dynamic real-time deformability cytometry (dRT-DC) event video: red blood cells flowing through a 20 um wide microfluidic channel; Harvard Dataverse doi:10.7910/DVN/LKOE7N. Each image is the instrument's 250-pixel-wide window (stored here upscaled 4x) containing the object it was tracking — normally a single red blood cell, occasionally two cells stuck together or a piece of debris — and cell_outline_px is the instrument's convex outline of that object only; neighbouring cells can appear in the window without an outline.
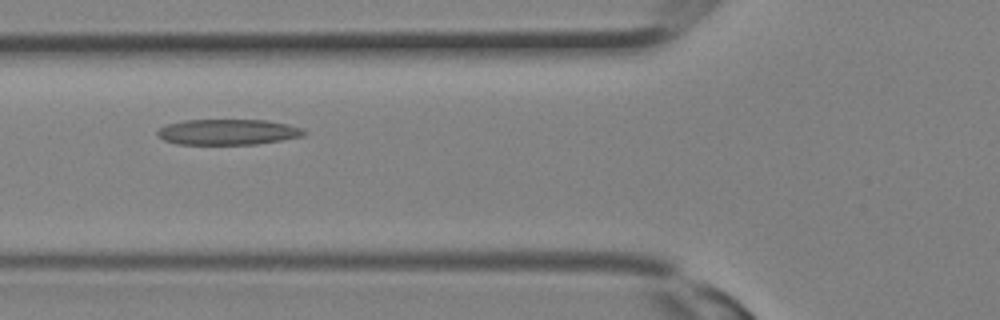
{"species": "Egyptian fruit bat (a non-hibernating species)", "species_latin": "Rousettus aegyptiacus", "temperature_condition": "room temperature", "stored_images_in_passage": 14, "camera_frame_rate_fps": 3000, "um_per_image_px": 0.085, "animal": {"sex": "female"}, "frame": {"image": 1, "passage_image": 5, "time_ms": 1.333, "image_size_px": [1000, 320], "cell_outline_px": [[308, 132], [304, 136], [256, 144], [176, 144], [164, 140], [156, 136], [156, 132], [160, 128], [168, 124], [184, 120], [264, 120], [288, 124], [300, 128]], "centroid_in_image_um": [19.35, 11.22], "position_along_channel_um": 106.5, "area_um2": 21.85}}
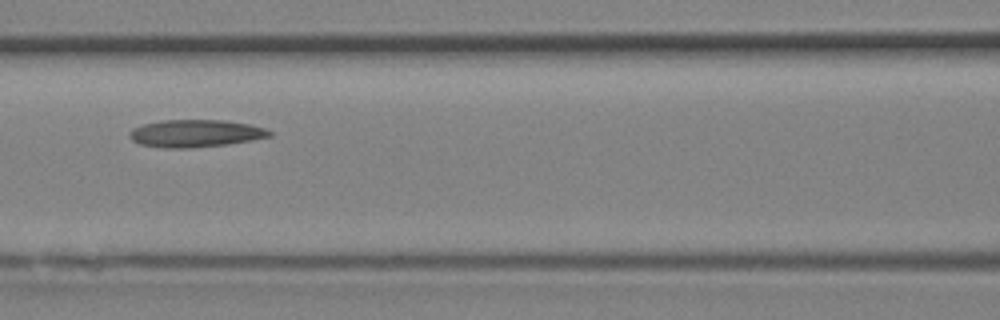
{"frame": {"image": 2, "passage_image": 7, "time_ms": 2.0, "image_size_px": [1000, 320], "cell_outline_px": [[272, 136], [252, 140], [228, 144], [192, 148], [164, 148], [140, 144], [132, 140], [128, 136], [128, 132], [132, 128], [144, 124], [164, 120], [224, 120], [248, 124], [264, 128], [272, 132]], "centroid_in_image_um": [16.59, 11.34], "position_along_channel_um": 150.0, "area_um2": 22.43}}
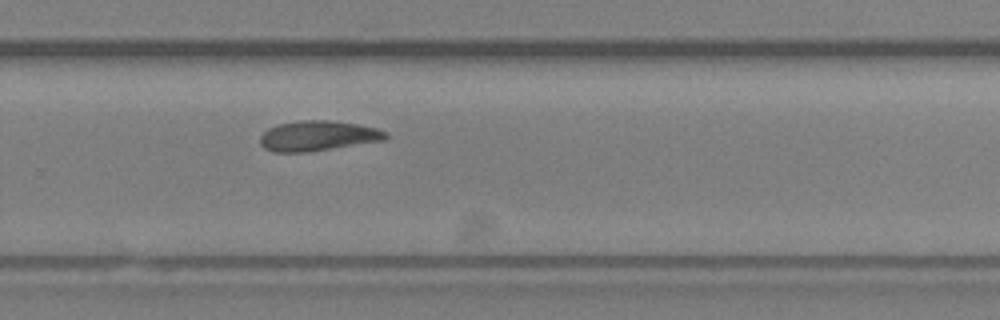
{"frame": {"image": 3, "passage_image": 14, "time_ms": 4.333, "image_size_px": [1000, 320], "cell_outline_px": [[388, 136], [384, 140], [308, 152], [272, 152], [264, 148], [260, 144], [260, 136], [268, 128], [276, 124], [304, 120], [332, 120], [356, 124], [376, 128], [388, 132]], "centroid_in_image_um": [26.99, 11.54], "position_along_channel_um": 302.8, "area_um2": 22.08}}